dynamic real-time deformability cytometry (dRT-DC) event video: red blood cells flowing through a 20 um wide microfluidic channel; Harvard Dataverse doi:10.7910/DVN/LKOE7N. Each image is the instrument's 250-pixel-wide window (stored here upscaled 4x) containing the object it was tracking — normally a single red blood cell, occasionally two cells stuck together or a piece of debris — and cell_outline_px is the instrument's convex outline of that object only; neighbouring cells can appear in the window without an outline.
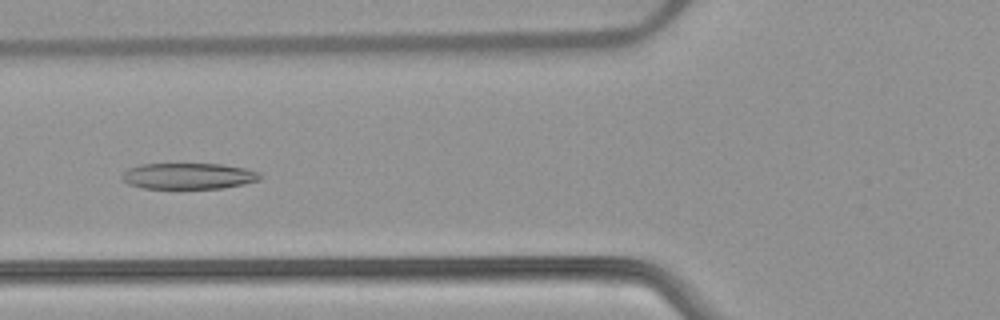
{"species": "common noctule bat (a hibernating species)", "species_latin": "Nyctalus noctula", "temperature_condition": "warm", "stored_images_in_passage": 52, "camera_frame_rate_fps": 3000, "um_per_image_px": 0.085, "animal": {"sex": "female", "body_mass_g": 22.7, "forearm_length_mm": 54.2}, "frame": {"image": 1, "passage_image": 20, "time_ms": 6.333, "image_size_px": [1000, 320], "cell_outline_px": [[264, 176], [260, 180], [244, 184], [220, 188], [144, 188], [128, 184], [120, 176], [128, 168], [140, 164], [224, 164], [244, 168], [260, 172]], "centroid_in_image_um": [16.05, 14.96], "position_along_channel_um": 109.7, "area_um2": 21.04}}
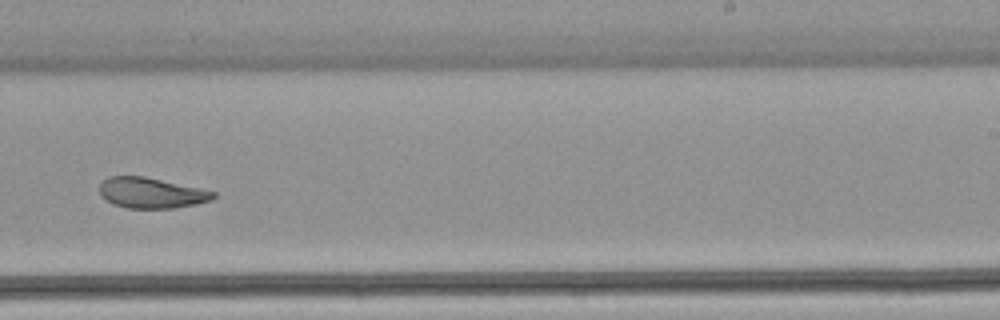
{"frame": {"image": 2, "passage_image": 33, "time_ms": 10.667, "image_size_px": [1000, 320], "cell_outline_px": [[216, 196], [212, 200], [196, 204], [172, 208], [128, 208], [112, 204], [104, 200], [100, 196], [100, 184], [108, 176], [144, 176], [200, 188], [216, 192]], "centroid_in_image_um": [12.84, 16.4], "position_along_channel_um": 276.2, "area_um2": 20.35}}
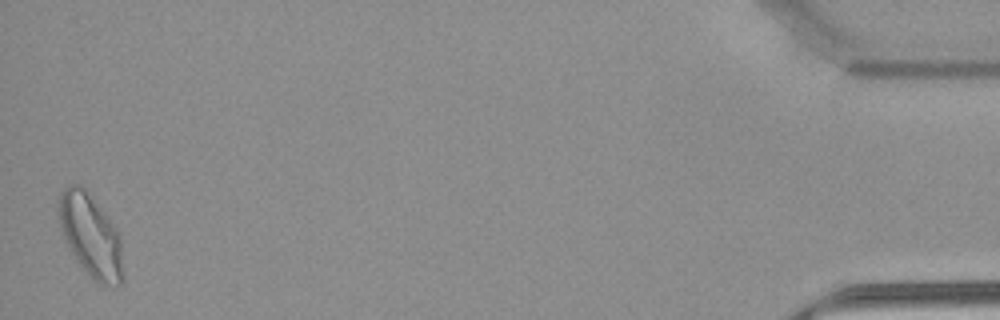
{"frame": {"image": 3, "passage_image": 52, "time_ms": 17.0, "image_size_px": [1000, 320], "cell_outline_px": [[124, 276], [120, 284], [100, 284], [92, 280], [76, 260], [64, 240], [56, 220], [56, 200], [60, 192], [64, 188], [72, 184], [80, 184], [84, 188], [120, 236]], "centroid_in_image_um": [7.63, 20.03], "position_along_channel_um": 427.6, "area_um2": 31.15}, "authors_computed_cell_mechanics": {"area_um2": 24.2471, "velocity_mm_per_s": 3.8445, "shape_relaxation_time_tau1_ms": 8.9408, "shape_relaxation_time_tau2_ms": 2.2242, "deformation_change_tau1": 0.2249, "deformation_change_tau2": 0.0813}}